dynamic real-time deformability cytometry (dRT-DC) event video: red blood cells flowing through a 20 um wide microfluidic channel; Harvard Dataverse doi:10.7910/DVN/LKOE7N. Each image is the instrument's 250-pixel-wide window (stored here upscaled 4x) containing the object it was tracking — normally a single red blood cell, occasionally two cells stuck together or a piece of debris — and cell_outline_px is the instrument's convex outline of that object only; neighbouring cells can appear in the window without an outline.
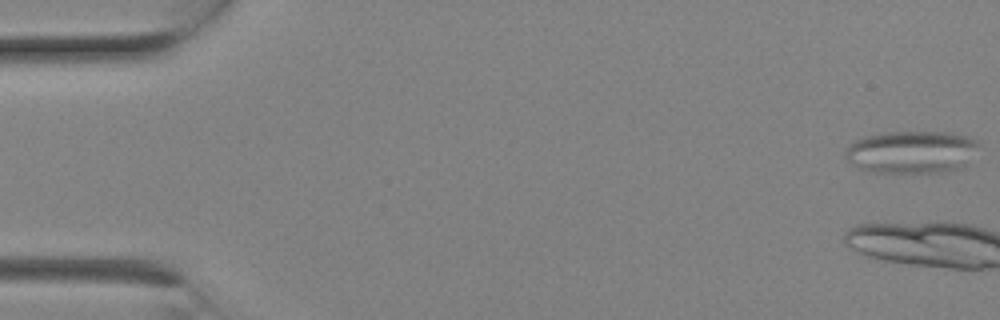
{"species": "Egyptian fruit bat (a non-hibernating species)", "species_latin": "Rousettus aegyptiacus", "temperature_condition": "room temperature", "stored_images_in_passage": 2, "segment_of_instrument_passage": [2, 2], "camera_frame_rate_fps": 3000, "um_per_image_px": 0.085, "animal": {"sex": "female"}, "frame": {"image": 1, "passage_image": 2, "time_ms": 0.333, "image_size_px": [1000, 320], "cell_outline_px": [[980, 144], [964, 164], [960, 168], [944, 172], [872, 172], [856, 168], [844, 156], [844, 152], [856, 140], [864, 136], [888, 132], [952, 132], [972, 136]], "centroid_in_image_um": [77.48, 12.91], "position_along_channel_um": 7.5, "area_um2": 33.06}}